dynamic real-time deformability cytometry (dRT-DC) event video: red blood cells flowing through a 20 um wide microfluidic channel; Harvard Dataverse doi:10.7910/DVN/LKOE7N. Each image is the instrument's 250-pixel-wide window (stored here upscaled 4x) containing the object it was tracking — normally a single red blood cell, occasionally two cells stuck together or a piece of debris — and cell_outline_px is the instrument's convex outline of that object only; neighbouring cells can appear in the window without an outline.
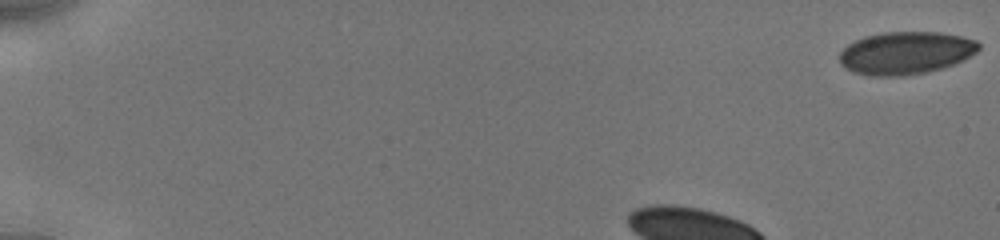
{"species": "human", "species_latin": "Homo sapiens", "temperature_condition": "cold", "stored_images_in_passage": 12, "camera_frame_rate_fps": 3000, "um_per_image_px": 0.085, "donor": {"sex": "male"}, "frame": {"image": 1, "passage_image": 1, "time_ms": 0.0, "image_size_px": [1000, 240], "cell_outline_px": [[980, 48], [976, 52], [964, 60], [956, 64], [944, 68], [928, 72], [900, 76], [868, 76], [844, 68], [840, 64], [840, 52], [848, 44], [864, 36], [880, 32], [940, 32], [960, 36], [976, 40], [980, 44]], "centroid_in_image_um": [77.0, 4.5], "position_along_channel_um": 8.0, "area_um2": 34.91}}
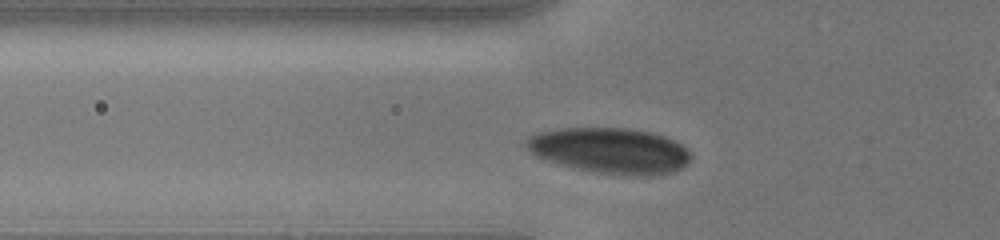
{"frame": {"image": 2, "passage_image": 9, "time_ms": 4.0, "image_size_px": [1000, 240], "cell_outline_px": [[692, 160], [684, 168], [676, 172], [648, 176], [640, 176], [600, 172], [576, 168], [560, 164], [536, 156], [528, 148], [528, 140], [532, 136], [540, 132], [560, 128], [628, 128], [652, 132], [676, 140], [688, 148], [692, 156]], "centroid_in_image_um": [52.0, 12.8], "position_along_channel_um": 73.8, "area_um2": 43.75}}
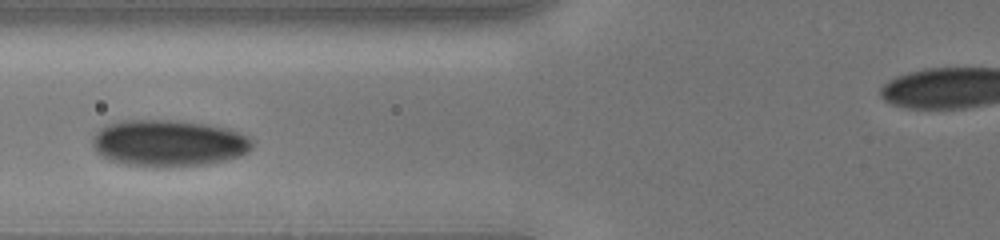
{"frame": {"image": 3, "passage_image": 11, "time_ms": 5.0, "image_size_px": [1000, 240], "cell_outline_px": [[256, 140], [252, 148], [248, 152], [240, 156], [208, 164], [156, 168], [124, 164], [108, 160], [96, 152], [92, 144], [92, 136], [104, 124], [120, 120], [180, 120], [208, 124], [228, 128], [240, 132]], "centroid_in_image_um": [14.33, 12.16], "position_along_channel_um": 111.5, "area_um2": 44.39}}